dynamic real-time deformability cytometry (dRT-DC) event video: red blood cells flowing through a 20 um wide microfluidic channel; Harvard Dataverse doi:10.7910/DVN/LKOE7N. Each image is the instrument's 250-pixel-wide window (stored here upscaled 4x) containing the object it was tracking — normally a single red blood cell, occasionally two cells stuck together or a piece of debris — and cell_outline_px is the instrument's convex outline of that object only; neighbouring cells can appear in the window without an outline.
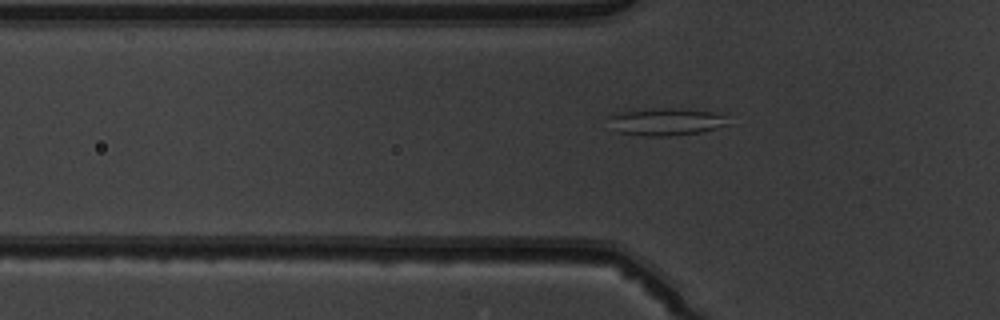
{"species": "common noctule bat (a hibernating species)", "species_latin": "Nyctalus noctula", "temperature_condition": "warm", "stored_images_in_passage": 34, "camera_frame_rate_fps": 3000, "um_per_image_px": 0.085, "animal": {"sex": "male", "body_mass_g": 19.5, "forearm_length_mm": 54.6}, "frame": {"image": 1, "passage_image": 5, "time_ms": 1.333, "image_size_px": [1000, 320], "cell_outline_px": [[728, 124], [700, 132], [668, 136], [644, 136], [620, 132], [604, 120], [608, 116], [616, 112], [664, 108], [672, 108], [712, 112], [724, 116]], "centroid_in_image_um": [56.51, 10.35], "position_along_channel_um": 69.3, "area_um2": 18.73}}
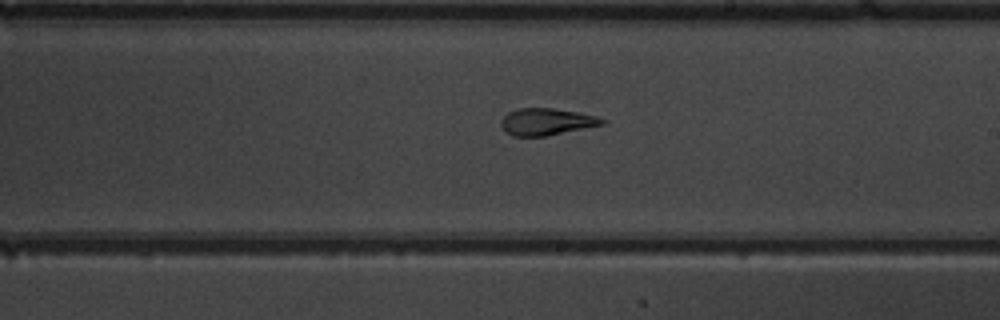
{"frame": {"image": 2, "passage_image": 18, "time_ms": 5.667, "image_size_px": [1000, 320], "cell_outline_px": [[604, 124], [548, 136], [512, 136], [504, 132], [500, 124], [500, 120], [508, 112], [516, 108], [552, 108], [576, 112], [596, 116], [604, 120]], "centroid_in_image_um": [46.38, 10.35], "position_along_channel_um": 242.6, "area_um2": 15.9}}
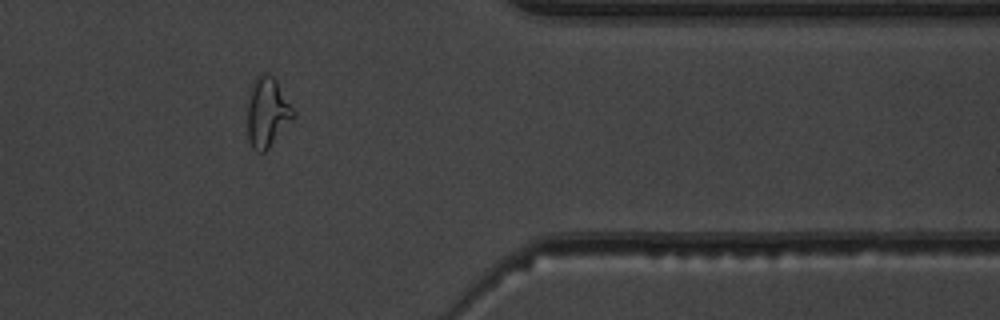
{"frame": {"image": 3, "passage_image": 30, "time_ms": 9.667, "image_size_px": [1000, 320], "cell_outline_px": [[296, 116], [268, 148], [264, 152], [256, 152], [252, 148], [248, 140], [248, 92], [252, 80], [260, 72], [268, 72], [276, 80], [296, 112]], "centroid_in_image_um": [22.71, 9.5], "position_along_channel_um": 388.7, "area_um2": 19.02}}